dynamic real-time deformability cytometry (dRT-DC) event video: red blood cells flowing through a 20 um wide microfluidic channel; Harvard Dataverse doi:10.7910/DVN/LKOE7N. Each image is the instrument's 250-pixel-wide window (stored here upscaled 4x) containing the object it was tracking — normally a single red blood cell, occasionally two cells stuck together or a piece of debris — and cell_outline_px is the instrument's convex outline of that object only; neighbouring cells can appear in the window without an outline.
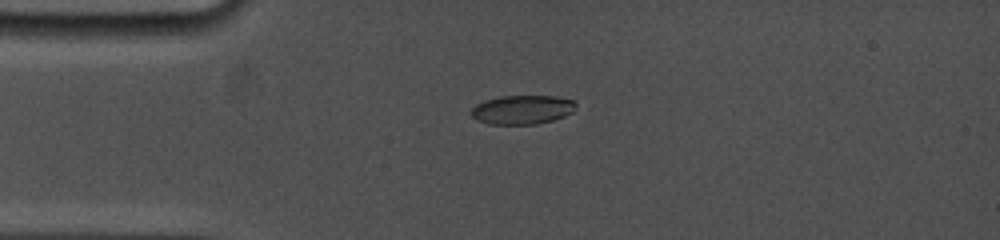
{"species": "common noctule bat (a hibernating species)", "species_latin": "Nyctalus noctula", "temperature_condition": "cold", "stored_images_in_passage": 15, "camera_frame_rate_fps": 5000, "um_per_image_px": 0.085, "animal": {"sex": "female", "body_mass_g": 19.0, "forearm_length_mm": 53.3}, "frame": {"image": 1, "passage_image": 1, "time_ms": 0.0, "image_size_px": [1000, 240], "cell_outline_px": [[576, 108], [572, 112], [564, 116], [552, 120], [536, 124], [488, 124], [476, 120], [472, 116], [472, 108], [476, 104], [484, 100], [500, 96], [556, 96], [572, 100], [576, 104]], "centroid_in_image_um": [44.38, 9.32], "position_along_channel_um": 40.6, "area_um2": 17.69}}
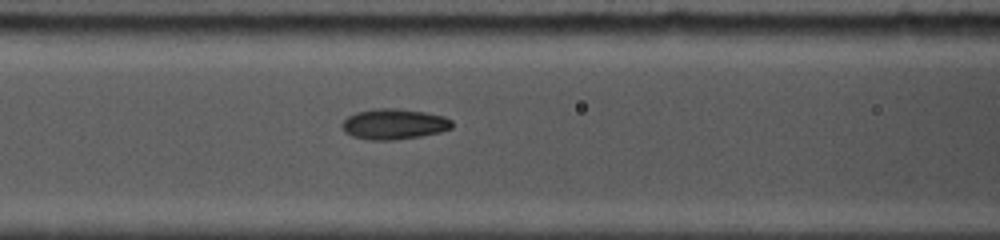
{"frame": {"image": 2, "passage_image": 8, "time_ms": 3.0, "image_size_px": [1000, 240], "cell_outline_px": [[452, 128], [440, 132], [420, 136], [396, 140], [368, 140], [352, 136], [344, 132], [340, 124], [348, 116], [356, 112], [372, 108], [396, 108], [424, 112], [444, 116], [452, 120]], "centroid_in_image_um": [33.46, 10.54], "position_along_channel_um": 133.1, "area_um2": 19.77}}
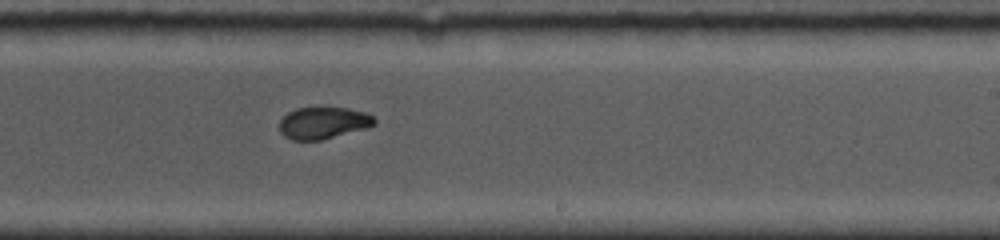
{"frame": {"image": 3, "passage_image": 15, "time_ms": 6.4, "image_size_px": [1000, 240], "cell_outline_px": [[376, 124], [368, 128], [320, 140], [292, 140], [284, 136], [280, 132], [280, 120], [288, 112], [296, 108], [348, 108], [364, 112], [372, 116], [376, 120]], "centroid_in_image_um": [27.48, 10.45], "position_along_channel_um": 261.5, "area_um2": 17.57}}